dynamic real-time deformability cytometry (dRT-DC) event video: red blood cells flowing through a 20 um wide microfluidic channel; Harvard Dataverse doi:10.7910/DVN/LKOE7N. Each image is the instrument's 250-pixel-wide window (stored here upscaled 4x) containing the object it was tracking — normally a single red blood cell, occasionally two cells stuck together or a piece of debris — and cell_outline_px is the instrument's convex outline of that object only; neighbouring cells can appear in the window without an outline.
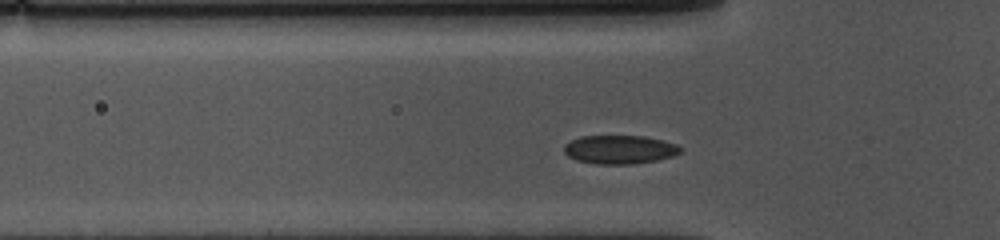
{"species": "common noctule bat (a hibernating species)", "species_latin": "Nyctalus noctula", "temperature_condition": "cold", "stored_images_in_passage": 37, "camera_frame_rate_fps": 3000, "um_per_image_px": 0.085, "animal": {"sex": "female", "body_mass_g": 10.0, "forearm_length_mm": 53.1}, "frame": {"image": 1, "passage_image": 10, "time_ms": 3.0, "image_size_px": [1000, 240], "cell_outline_px": [[684, 148], [680, 152], [672, 156], [656, 160], [632, 164], [596, 164], [576, 160], [568, 156], [564, 152], [564, 144], [580, 136], [644, 136], [664, 140], [676, 144]], "centroid_in_image_um": [52.67, 12.71], "position_along_channel_um": 73.1, "area_um2": 19.48}}
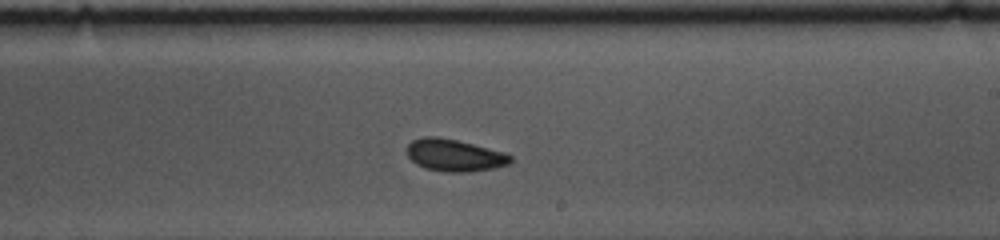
{"frame": {"image": 2, "passage_image": 25, "time_ms": 8.0, "image_size_px": [1000, 240], "cell_outline_px": [[512, 160], [508, 164], [492, 168], [468, 172], [444, 172], [424, 168], [416, 164], [408, 156], [408, 144], [412, 140], [424, 136], [436, 136], [456, 140], [504, 152], [512, 156]], "centroid_in_image_um": [38.61, 13.2], "position_along_channel_um": 250.4, "area_um2": 19.25}}
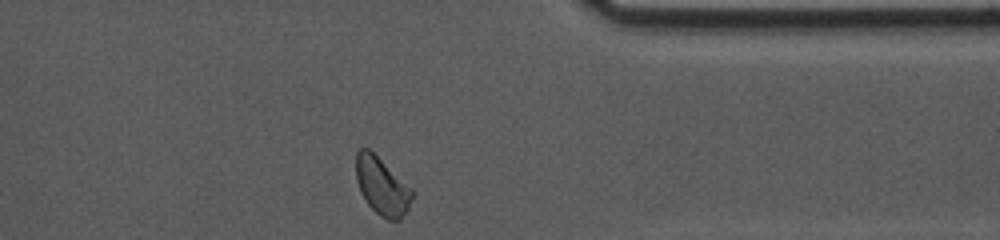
{"frame": {"image": 3, "passage_image": 37, "time_ms": 12.0, "image_size_px": [1000, 240], "cell_outline_px": [[416, 192], [408, 208], [400, 220], [388, 220], [380, 216], [364, 200], [360, 192], [356, 180], [356, 152], [360, 148], [368, 148], [412, 188]], "centroid_in_image_um": [32.47, 15.84], "position_along_channel_um": 378.9, "area_um2": 18.9}, "authors_computed_cell_mechanics": {"area_um2": 19.2474, "velocity_mm_per_s": 3.5373, "shape_relaxation_time_tau1_ms": 6.0902, "shape_relaxation_time_tau2_ms": 3.8277, "deformation_change_tau1": 0.1131, "deformation_change_tau2": 0.0609}}